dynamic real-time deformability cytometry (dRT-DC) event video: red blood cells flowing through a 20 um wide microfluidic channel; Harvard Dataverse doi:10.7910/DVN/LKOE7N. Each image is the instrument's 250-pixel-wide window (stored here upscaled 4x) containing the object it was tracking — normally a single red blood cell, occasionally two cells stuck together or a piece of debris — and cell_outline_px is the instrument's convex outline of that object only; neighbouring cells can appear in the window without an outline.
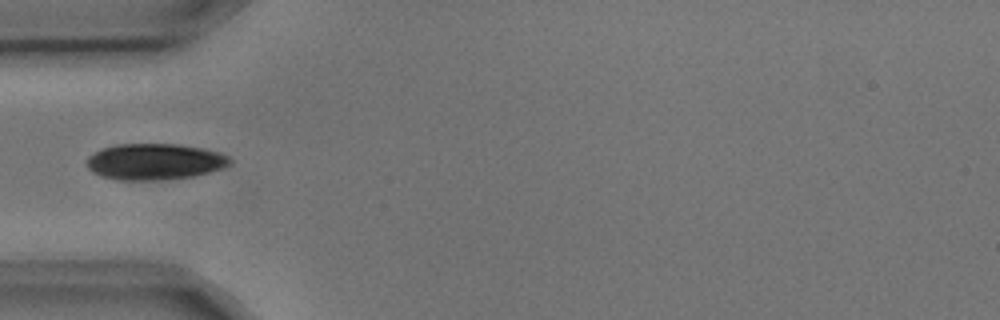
{"species": "common noctule bat (a hibernating species)", "species_latin": "Nyctalus noctula", "temperature_condition": "cold", "stored_images_in_passage": 8, "camera_frame_rate_fps": 3000, "um_per_image_px": 0.085, "animal": {"sex": "male", "body_mass_g": 17.9, "forearm_length_mm": 54.2}, "frame": {"image": 1, "passage_image": 4, "time_ms": 1.0, "image_size_px": [1000, 320], "cell_outline_px": [[232, 164], [224, 168], [192, 176], [156, 180], [116, 180], [100, 176], [92, 172], [88, 168], [88, 156], [100, 148], [116, 144], [176, 144], [200, 148], [220, 152], [228, 156], [232, 160]], "centroid_in_image_um": [13.13, 13.74], "position_along_channel_um": 71.9, "area_um2": 30.29}}
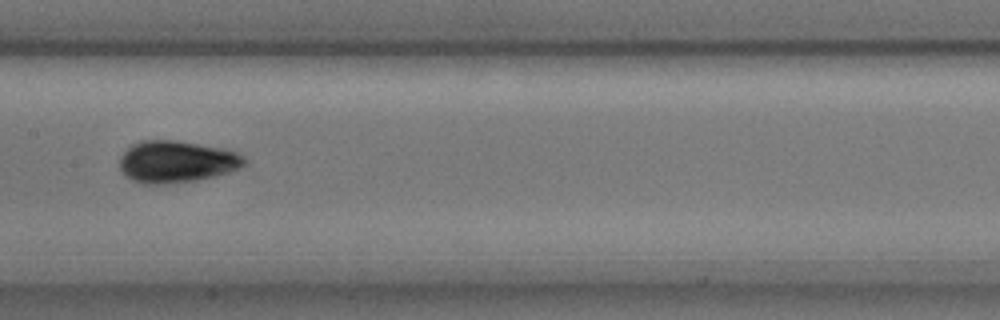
{"frame": {"image": 2, "passage_image": 7, "time_ms": 2.0, "image_size_px": [1000, 320], "cell_outline_px": [[248, 164], [240, 168], [216, 176], [196, 180], [164, 184], [144, 184], [132, 180], [120, 168], [120, 156], [132, 144], [140, 140], [172, 140], [224, 148], [236, 152], [244, 156], [248, 160]], "centroid_in_image_um": [15.05, 13.74], "position_along_channel_um": 192.4, "area_um2": 30.52}}
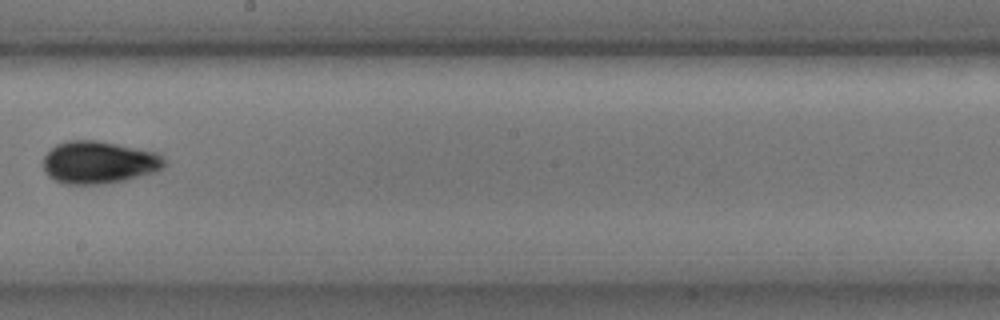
{"frame": {"image": 3, "passage_image": 8, "time_ms": 2.333, "image_size_px": [1000, 320], "cell_outline_px": [[168, 160], [156, 172], [124, 180], [104, 184], [64, 184], [48, 176], [44, 172], [44, 156], [56, 144], [64, 140], [96, 140], [156, 152], [164, 156]], "centroid_in_image_um": [8.4, 13.8], "position_along_channel_um": 239.8, "area_um2": 30.06}}